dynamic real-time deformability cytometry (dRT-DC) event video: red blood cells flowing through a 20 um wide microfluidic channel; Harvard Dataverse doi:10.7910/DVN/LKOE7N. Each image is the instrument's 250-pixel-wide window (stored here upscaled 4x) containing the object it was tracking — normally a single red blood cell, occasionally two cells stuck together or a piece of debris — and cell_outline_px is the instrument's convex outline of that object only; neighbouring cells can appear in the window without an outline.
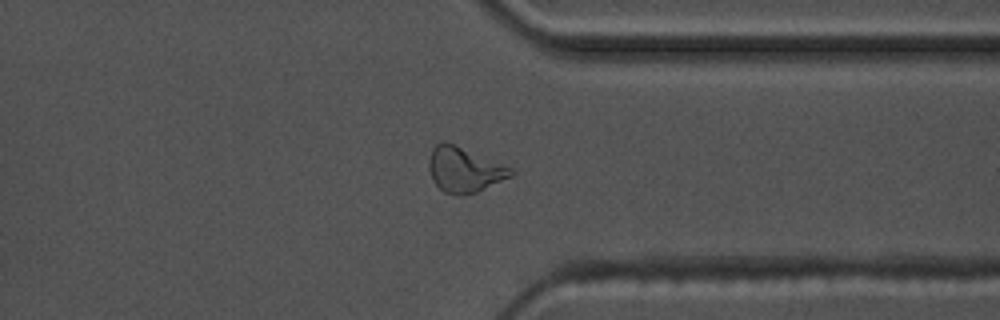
{"species": "common noctule bat (a hibernating species)", "species_latin": "Nyctalus noctula", "temperature_condition": "warm", "stored_images_in_passage": 57, "camera_frame_rate_fps": 3000, "um_per_image_px": 0.085, "animal": {"sex": "male", "body_mass_g": 17.5, "forearm_length_mm": 52.3}, "frame": {"image": 1, "passage_image": 44, "time_ms": 14.333, "image_size_px": [1000, 320], "cell_outline_px": [[516, 172], [512, 176], [476, 192], [464, 196], [456, 196], [444, 192], [432, 180], [428, 168], [428, 164], [432, 148], [436, 144], [444, 140], [512, 168]], "centroid_in_image_um": [39.44, 14.44], "position_along_channel_um": 372.0, "area_um2": 21.5}}
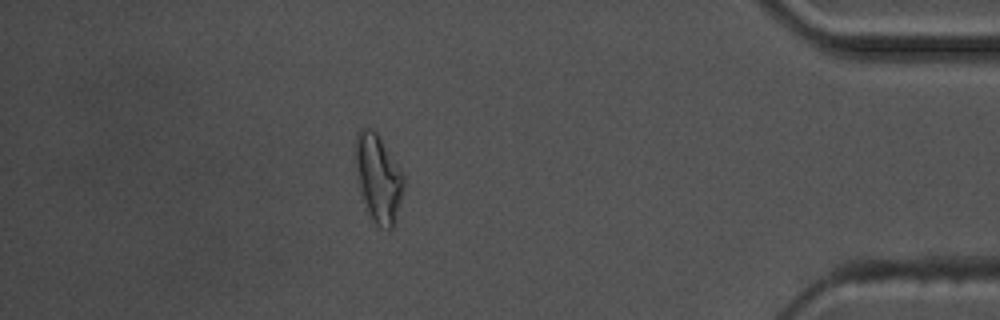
{"frame": {"image": 2, "passage_image": 50, "time_ms": 16.333, "image_size_px": [1000, 320], "cell_outline_px": [[404, 184], [400, 200], [392, 228], [388, 232], [376, 224], [372, 220], [368, 212], [360, 188], [356, 168], [356, 132], [360, 128], [372, 128], [376, 132], [400, 168], [404, 176]], "centroid_in_image_um": [32.15, 15.14], "position_along_channel_um": 403.0, "area_um2": 24.1}, "authors_computed_cell_mechanics": {"area_um2": 19.7098, "velocity_mm_per_s": 3.6062, "shape_relaxation_time_tau1_ms": 9.7564, "shape_relaxation_time_tau2_ms": 3.5335, "deformation_change_tau1": 0.2353, "deformation_change_tau2": 0.1273}}